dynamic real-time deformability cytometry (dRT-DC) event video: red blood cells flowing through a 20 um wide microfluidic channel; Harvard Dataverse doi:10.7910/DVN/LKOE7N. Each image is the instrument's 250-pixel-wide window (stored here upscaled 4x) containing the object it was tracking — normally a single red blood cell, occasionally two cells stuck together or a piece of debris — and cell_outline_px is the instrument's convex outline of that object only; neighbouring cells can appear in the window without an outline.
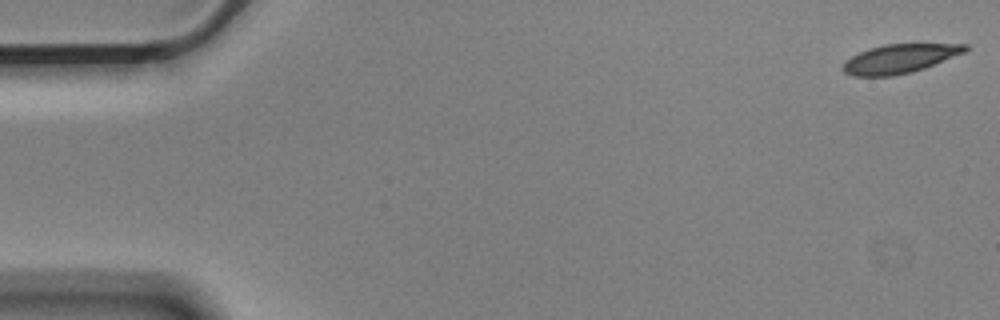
{"species": "Egyptian fruit bat (a non-hibernating species)", "species_latin": "Rousettus aegyptiacus", "temperature_condition": "cold", "stored_images_in_passage": 56, "camera_frame_rate_fps": 3000, "um_per_image_px": 0.085, "animal": {"sex": "male"}, "frame": {"image": 1, "passage_image": 1, "time_ms": 0.0, "image_size_px": [1000, 320], "cell_outline_px": [[968, 48], [964, 52], [924, 68], [912, 72], [892, 76], [852, 76], [844, 72], [840, 68], [852, 56], [868, 48], [884, 44], [968, 44]], "centroid_in_image_um": [76.44, 4.99], "position_along_channel_um": 8.6, "area_um2": 20.4}}
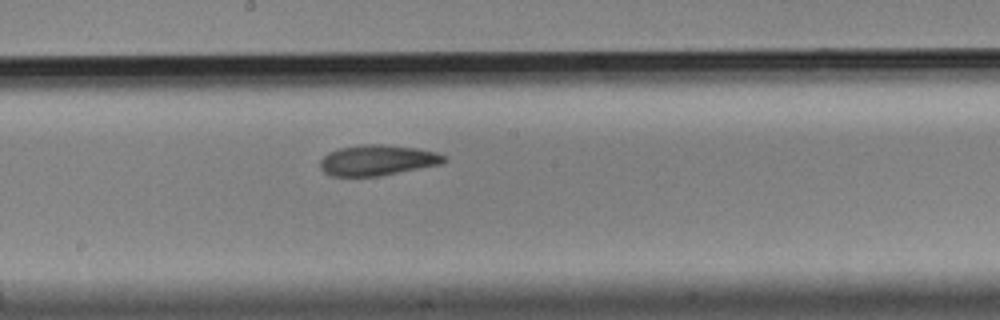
{"frame": {"image": 2, "passage_image": 30, "time_ms": 9.667, "image_size_px": [1000, 320], "cell_outline_px": [[448, 160], [440, 164], [380, 176], [332, 176], [324, 172], [320, 168], [320, 160], [328, 152], [340, 148], [364, 144], [380, 144], [416, 148], [436, 152], [448, 156]], "centroid_in_image_um": [32.09, 13.62], "position_along_channel_um": 216.1, "area_um2": 22.08}}
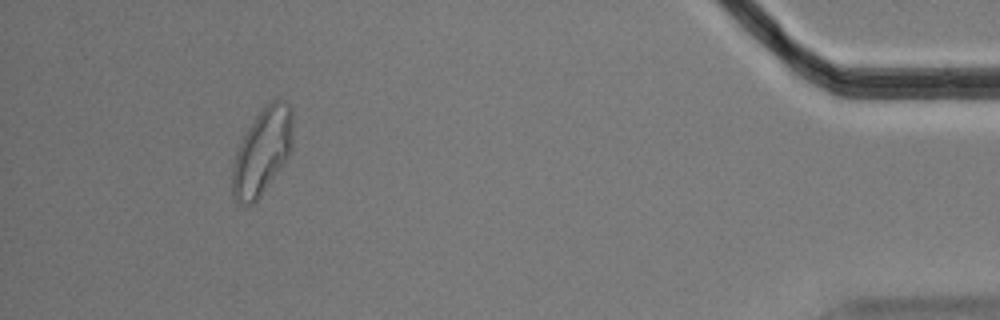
{"frame": {"image": 3, "passage_image": 52, "time_ms": 17.0, "image_size_px": [1000, 320], "cell_outline_px": [[292, 148], [288, 156], [260, 196], [252, 204], [236, 204], [232, 196], [232, 164], [236, 152], [248, 128], [264, 104], [272, 100], [280, 100], [288, 104], [292, 108]], "centroid_in_image_um": [22.27, 12.89], "position_along_channel_um": 412.9, "area_um2": 30.17}, "authors_computed_cell_mechanics": {"area_um2": 22.1952, "velocity_mm_per_s": 3.5456, "shape_relaxation_time_tau1_ms": 5.9552, "shape_relaxation_time_tau2_ms": 3.3937, "deformation_change_tau1": 0.1671, "deformation_change_tau2": 0.0927}}